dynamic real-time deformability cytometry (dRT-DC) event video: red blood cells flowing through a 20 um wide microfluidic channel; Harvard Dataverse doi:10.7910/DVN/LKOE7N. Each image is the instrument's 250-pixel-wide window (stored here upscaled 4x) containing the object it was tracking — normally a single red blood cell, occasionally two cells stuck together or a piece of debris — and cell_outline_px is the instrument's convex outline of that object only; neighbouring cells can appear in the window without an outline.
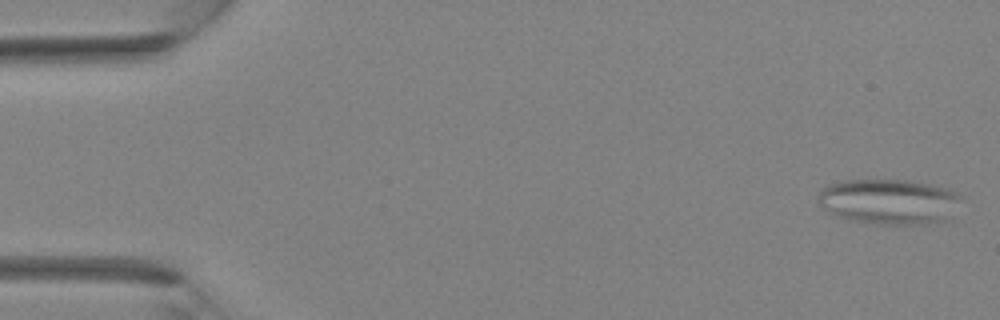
{"species": "Egyptian fruit bat (a non-hibernating species)", "species_latin": "Rousettus aegyptiacus", "temperature_condition": "room temperature", "stored_images_in_passage": 36, "camera_frame_rate_fps": 3000, "um_per_image_px": 0.085, "animal": {"sex": "female"}, "frame": {"image": 1, "passage_image": 1, "time_ms": 0.0, "image_size_px": [1000, 320], "cell_outline_px": [[964, 196], [952, 220], [920, 224], [876, 224], [848, 220], [836, 216], [828, 212], [816, 200], [816, 196], [820, 188], [828, 184], [840, 180], [908, 180], [932, 184], [948, 188]], "centroid_in_image_um": [75.6, 17.13], "position_along_channel_um": 9.4, "area_um2": 38.84}}
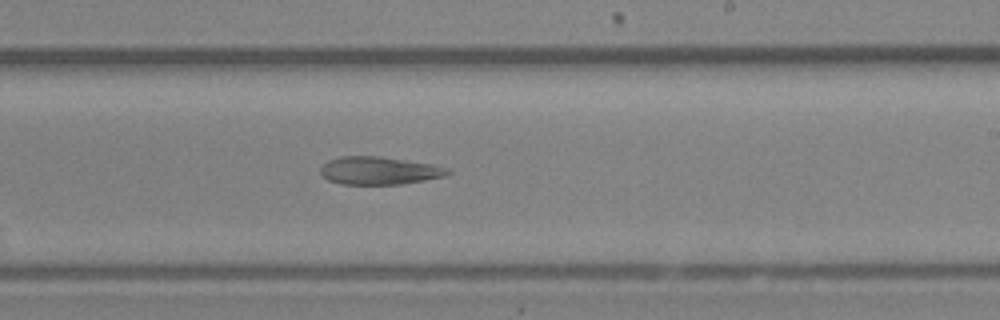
{"frame": {"image": 2, "passage_image": 22, "time_ms": 7.0, "image_size_px": [1000, 320], "cell_outline_px": [[452, 172], [448, 176], [400, 184], [340, 184], [328, 180], [320, 172], [320, 168], [328, 160], [340, 156], [380, 156], [432, 164], [448, 168]], "centroid_in_image_um": [32.24, 14.5], "position_along_channel_um": 256.8, "area_um2": 20.69}}
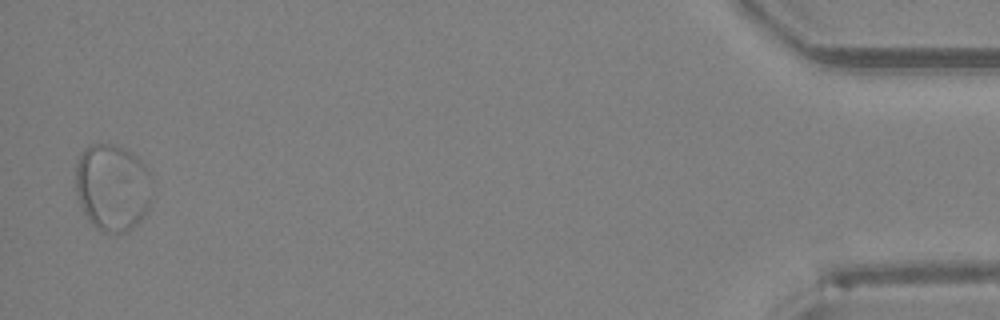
{"frame": {"image": 3, "passage_image": 36, "time_ms": 11.667, "image_size_px": [1000, 320], "cell_outline_px": [[152, 180], [148, 208], [144, 216], [132, 228], [124, 232], [104, 232], [96, 228], [88, 220], [80, 204], [76, 192], [76, 164], [84, 148], [92, 144], [116, 144], [132, 152], [144, 164]], "centroid_in_image_um": [9.55, 15.91], "position_along_channel_um": 425.6, "area_um2": 38.84}}